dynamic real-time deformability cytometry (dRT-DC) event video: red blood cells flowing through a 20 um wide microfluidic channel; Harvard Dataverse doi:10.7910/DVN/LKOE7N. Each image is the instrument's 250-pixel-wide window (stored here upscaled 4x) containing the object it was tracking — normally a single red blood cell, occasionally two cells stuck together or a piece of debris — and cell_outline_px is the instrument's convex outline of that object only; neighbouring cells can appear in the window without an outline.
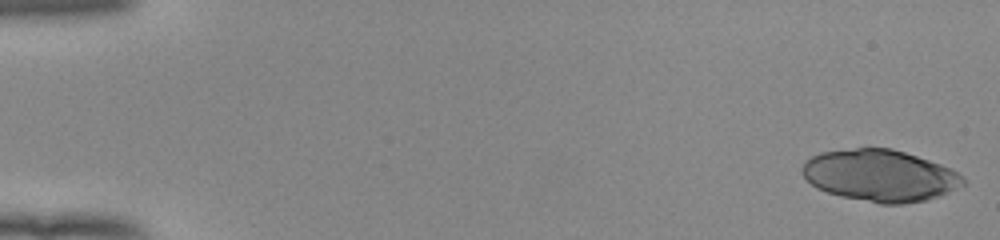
{"species": "human", "species_latin": "Homo sapiens", "temperature_condition": "room temperature", "stored_images_in_passage": 52, "segment_of_instrument_passage": [1, 2], "camera_frame_rate_fps": 3000, "um_per_image_px": 0.085, "donor": {"sex": "female"}, "frame": {"image": 1, "passage_image": 1, "time_ms": 0.0, "image_size_px": [1000, 240], "cell_outline_px": [[968, 180], [964, 184], [928, 200], [904, 204], [880, 204], [840, 196], [816, 188], [804, 176], [804, 164], [812, 156], [820, 152], [856, 148], [892, 148], [952, 168], [964, 176]], "centroid_in_image_um": [74.84, 14.93], "position_along_channel_um": 10.2, "area_um2": 48.26}}
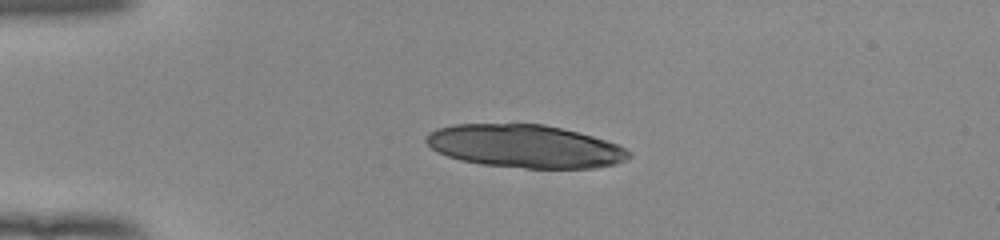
{"frame": {"image": 2, "passage_image": 13, "time_ms": 4.0, "image_size_px": [1000, 240], "cell_outline_px": [[632, 156], [616, 164], [596, 168], [524, 168], [480, 164], [460, 160], [436, 152], [424, 140], [428, 132], [436, 128], [452, 124], [544, 124], [592, 136], [616, 144], [632, 152]], "centroid_in_image_um": [44.59, 12.43], "position_along_channel_um": 40.4, "area_um2": 50.86}}